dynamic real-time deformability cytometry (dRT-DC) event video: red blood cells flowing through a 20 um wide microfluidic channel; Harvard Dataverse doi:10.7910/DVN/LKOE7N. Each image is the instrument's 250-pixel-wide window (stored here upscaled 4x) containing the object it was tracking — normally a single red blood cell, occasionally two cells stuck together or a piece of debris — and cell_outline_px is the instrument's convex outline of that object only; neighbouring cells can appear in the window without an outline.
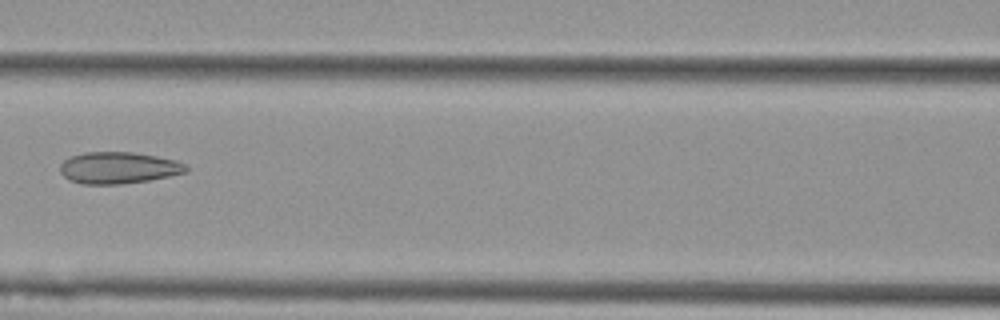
{"species": "Egyptian fruit bat (a non-hibernating species)", "species_latin": "Rousettus aegyptiacus", "temperature_condition": "cold", "stored_images_in_passage": 6, "camera_frame_rate_fps": 3000, "um_per_image_px": 0.085, "animal": {"sex": "female"}, "frame": {"image": 1, "passage_image": 6, "time_ms": 1.667, "image_size_px": [1000, 320], "cell_outline_px": [[188, 172], [148, 180], [120, 184], [80, 184], [68, 180], [60, 172], [60, 164], [64, 160], [72, 156], [84, 152], [132, 152], [156, 156], [176, 160], [184, 164], [188, 168]], "centroid_in_image_um": [10.04, 14.26], "position_along_channel_um": 156.6, "area_um2": 23.24}}